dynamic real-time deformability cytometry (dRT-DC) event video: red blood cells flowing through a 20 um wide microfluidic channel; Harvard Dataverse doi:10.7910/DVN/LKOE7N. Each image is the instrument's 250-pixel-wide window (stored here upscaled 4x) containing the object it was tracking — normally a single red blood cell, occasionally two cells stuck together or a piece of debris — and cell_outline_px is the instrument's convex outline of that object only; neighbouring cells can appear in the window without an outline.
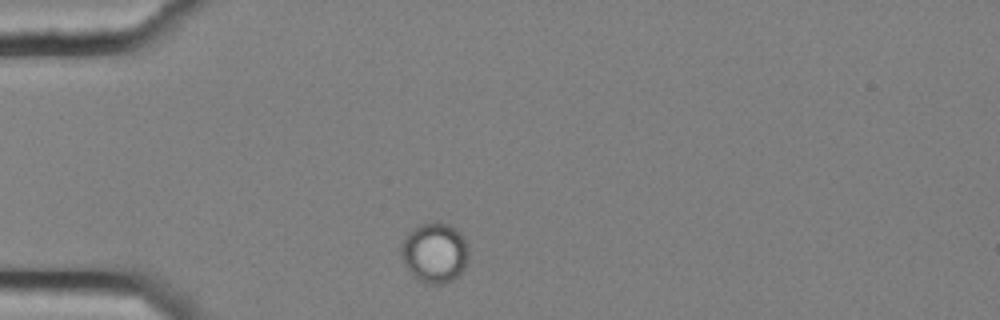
{"species": "common noctule bat (a hibernating species)", "species_latin": "Nyctalus noctula", "temperature_condition": "cold", "stored_images_in_passage": 2, "camera_frame_rate_fps": 3000, "um_per_image_px": 0.085, "animal": {"sex": "female", "body_mass_g": 25.1}, "frame": {"image": 1, "passage_image": 1, "time_ms": 0.0, "image_size_px": [1000, 320], "cell_outline_px": [[468, 260], [464, 268], [452, 280], [444, 284], [428, 284], [420, 280], [404, 264], [400, 252], [400, 248], [404, 240], [420, 224], [448, 224], [456, 228], [460, 232], [464, 240], [468, 252]], "centroid_in_image_um": [36.97, 21.51], "position_along_channel_um": 48.0, "area_um2": 22.89}}